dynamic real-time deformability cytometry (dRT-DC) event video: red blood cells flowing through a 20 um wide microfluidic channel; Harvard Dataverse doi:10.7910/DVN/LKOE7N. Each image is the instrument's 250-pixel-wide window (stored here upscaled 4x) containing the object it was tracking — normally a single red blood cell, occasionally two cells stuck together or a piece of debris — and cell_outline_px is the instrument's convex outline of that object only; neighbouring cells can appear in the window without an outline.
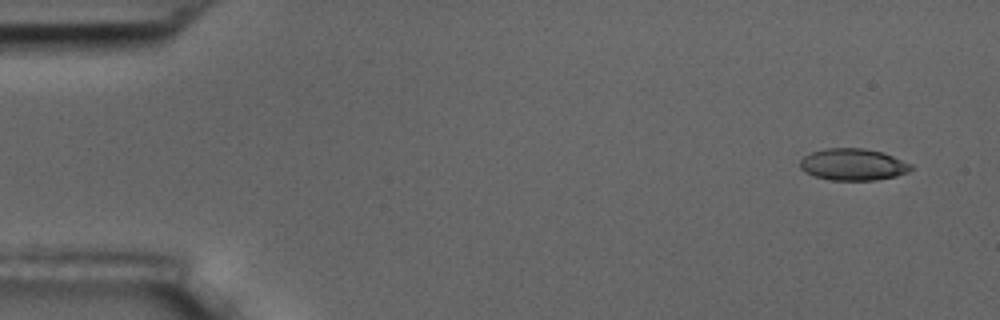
{"species": "common noctule bat (a hibernating species)", "species_latin": "Nyctalus noctula", "temperature_condition": "room temperature", "stored_images_in_passage": 6, "camera_frame_rate_fps": 3000, "um_per_image_px": 0.085, "animal": {"sex": "male", "body_mass_g": 17.5, "forearm_length_mm": 52.3}, "frame": {"image": 1, "passage_image": 1, "time_ms": 0.0, "image_size_px": [1000, 320], "cell_outline_px": [[912, 168], [908, 172], [896, 176], [876, 180], [832, 180], [816, 176], [804, 172], [800, 168], [800, 160], [804, 156], [812, 152], [828, 148], [864, 148], [880, 152], [892, 156], [912, 164]], "centroid_in_image_um": [72.5, 13.98], "position_along_channel_um": 12.5, "area_um2": 20.4}}
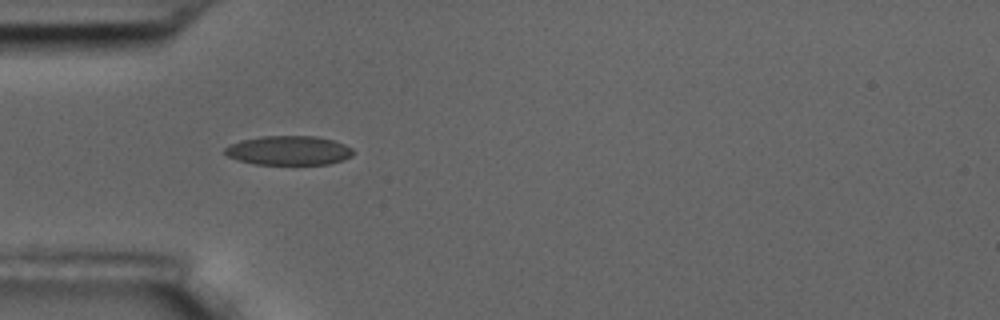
{"frame": {"image": 2, "passage_image": 5, "time_ms": 4.667, "image_size_px": [1000, 320], "cell_outline_px": [[356, 152], [352, 156], [328, 164], [256, 164], [240, 160], [228, 156], [224, 152], [224, 148], [240, 140], [260, 136], [316, 136], [332, 140], [344, 144], [352, 148]], "centroid_in_image_um": [24.56, 12.78], "position_along_channel_um": 60.4, "area_um2": 21.73}}